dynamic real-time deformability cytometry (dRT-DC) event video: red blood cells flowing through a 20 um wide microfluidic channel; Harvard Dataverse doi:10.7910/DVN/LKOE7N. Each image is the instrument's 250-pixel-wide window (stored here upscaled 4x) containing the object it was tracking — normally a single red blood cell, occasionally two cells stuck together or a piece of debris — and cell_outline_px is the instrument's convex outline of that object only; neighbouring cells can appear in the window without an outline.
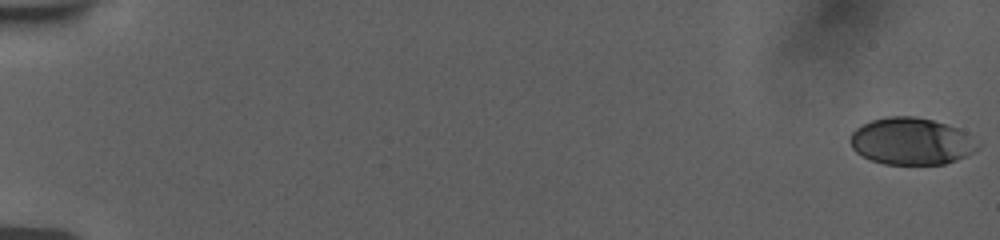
{"species": "human", "species_latin": "Homo sapiens", "temperature_condition": "room temperature", "stored_images_in_passage": 56, "camera_frame_rate_fps": 3000, "um_per_image_px": 0.085, "donor": {"sex": "female"}, "frame": {"image": 1, "passage_image": 1, "time_ms": 0.0, "image_size_px": [1000, 240], "cell_outline_px": [[980, 148], [956, 160], [944, 164], [884, 164], [872, 160], [856, 152], [852, 148], [852, 132], [856, 128], [872, 120], [888, 116], [916, 116], [932, 120], [956, 128], [964, 132], [980, 144]], "centroid_in_image_um": [77.47, 12.01], "position_along_channel_um": 7.5, "area_um2": 34.45}}
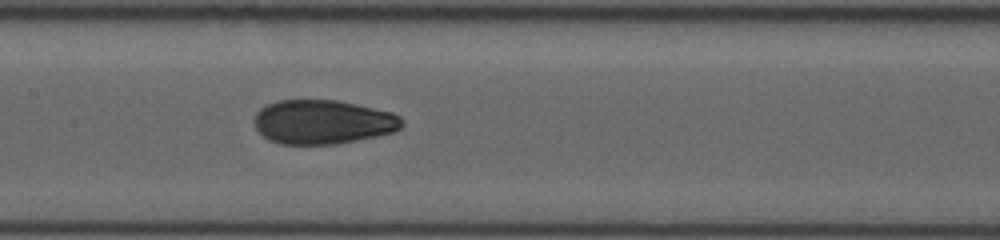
{"frame": {"image": 2, "passage_image": 30, "time_ms": 9.667, "image_size_px": [1000, 240], "cell_outline_px": [[404, 124], [396, 132], [336, 144], [280, 144], [268, 140], [256, 128], [252, 120], [256, 112], [260, 108], [268, 104], [280, 100], [336, 100], [356, 104], [392, 112], [400, 116], [404, 120]], "centroid_in_image_um": [27.44, 10.37], "position_along_channel_um": 180.0, "area_um2": 38.21}}
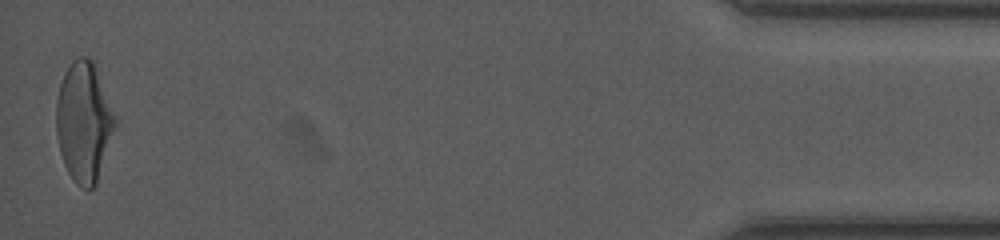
{"frame": {"image": 3, "passage_image": 56, "time_ms": 18.333, "image_size_px": [1000, 240], "cell_outline_px": [[116, 124], [96, 184], [88, 192], [80, 188], [72, 180], [64, 164], [60, 152], [56, 136], [56, 100], [60, 84], [64, 72], [72, 60], [80, 56], [88, 56], [92, 60], [116, 116]], "centroid_in_image_um": [7.1, 10.38], "position_along_channel_um": 428.1, "area_um2": 41.15}, "authors_computed_cell_mechanics": {"area_um2": 38.2347, "velocity_mm_per_s": 3.7768, "shape_relaxation_time_tau1_ms": 7.0954, "shape_relaxation_time_tau2_ms": 1.1937, "deformation_change_tau1": 0.2091, "deformation_change_tau2": 0.0613}}